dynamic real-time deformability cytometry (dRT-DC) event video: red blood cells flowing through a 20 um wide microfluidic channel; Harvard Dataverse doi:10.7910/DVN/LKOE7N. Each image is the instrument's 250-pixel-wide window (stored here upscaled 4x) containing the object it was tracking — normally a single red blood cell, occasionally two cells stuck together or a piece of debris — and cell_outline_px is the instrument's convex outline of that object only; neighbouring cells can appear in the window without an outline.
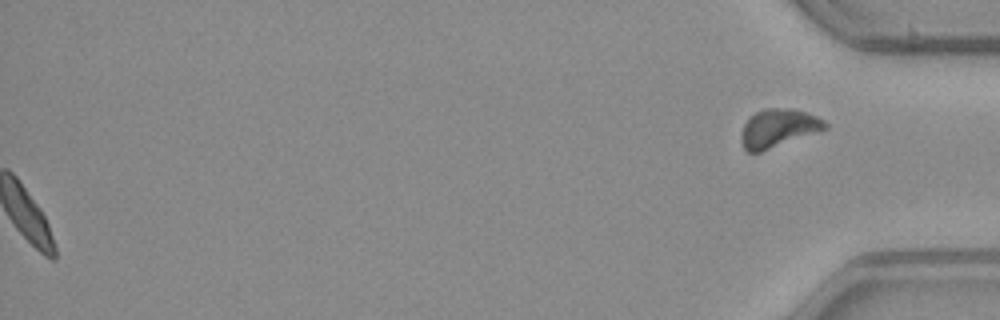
{"species": "common noctule bat (a hibernating species)", "species_latin": "Nyctalus noctula", "temperature_condition": "warm", "stored_images_in_passage": 50, "segment_of_instrument_passage": [2, 2], "camera_frame_rate_fps": 3000, "um_per_image_px": 0.085, "animal": {"sex": "male", "body_mass_g": 23.1, "forearm_length_mm": 52.7}, "frame": {"image": 1, "passage_image": 50, "time_ms": 16.333, "image_size_px": [1000, 320], "cell_outline_px": [[828, 128], [760, 152], [748, 152], [744, 148], [740, 136], [744, 124], [756, 112], [764, 108], [788, 108], [804, 112], [816, 116], [824, 120], [828, 124]], "centroid_in_image_um": [66.15, 10.89], "position_along_channel_um": 369.1, "area_um2": 18.38}}